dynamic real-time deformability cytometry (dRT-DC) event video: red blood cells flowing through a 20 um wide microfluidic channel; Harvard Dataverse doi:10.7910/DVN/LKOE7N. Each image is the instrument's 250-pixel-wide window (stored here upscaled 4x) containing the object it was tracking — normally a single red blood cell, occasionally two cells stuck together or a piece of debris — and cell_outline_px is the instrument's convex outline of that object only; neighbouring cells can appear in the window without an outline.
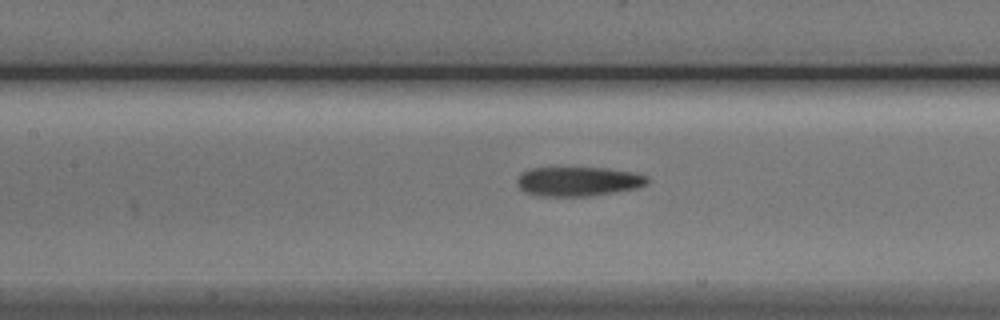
{"species": "Egyptian fruit bat (a non-hibernating species)", "species_latin": "Rousettus aegyptiacus", "temperature_condition": "cold", "stored_images_in_passage": 6, "segment_of_instrument_passage": [2, 2], "camera_frame_rate_fps": 3000, "um_per_image_px": 0.085, "animal": {"sex": "male"}, "frame": {"image": 1, "passage_image": 6, "time_ms": 7.0, "image_size_px": [1000, 320], "cell_outline_px": [[648, 184], [636, 188], [592, 196], [540, 196], [524, 192], [516, 184], [516, 180], [520, 172], [528, 168], [608, 168], [632, 172], [648, 176]], "centroid_in_image_um": [49.11, 15.42], "position_along_channel_um": 158.3, "area_um2": 22.48}}